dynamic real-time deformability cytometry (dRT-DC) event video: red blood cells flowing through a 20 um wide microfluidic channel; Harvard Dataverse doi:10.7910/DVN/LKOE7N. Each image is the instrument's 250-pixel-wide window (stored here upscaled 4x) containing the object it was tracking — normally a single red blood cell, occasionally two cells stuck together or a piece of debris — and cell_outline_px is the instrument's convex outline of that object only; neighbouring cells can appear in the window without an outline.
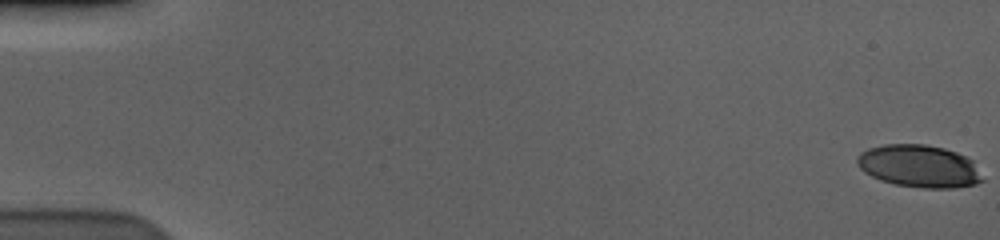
{"species": "human", "species_latin": "Homo sapiens", "temperature_condition": "cold", "stored_images_in_passage": 59, "camera_frame_rate_fps": 3000, "um_per_image_px": 0.085, "donor": {"sex": "male"}, "frame": {"image": 1, "passage_image": 1, "time_ms": 0.0, "image_size_px": [1000, 240], "cell_outline_px": [[984, 180], [976, 184], [952, 188], [924, 188], [896, 184], [880, 180], [864, 172], [856, 164], [856, 160], [860, 152], [868, 148], [884, 144], [924, 144], [944, 148], [956, 152], [972, 160]], "centroid_in_image_um": [78.1, 14.12], "position_along_channel_um": 6.9, "area_um2": 30.98}}
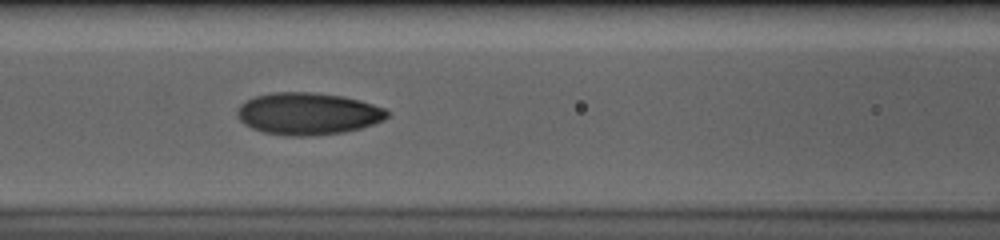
{"frame": {"image": 2, "passage_image": 27, "time_ms": 8.667, "image_size_px": [1000, 240], "cell_outline_px": [[388, 116], [384, 120], [360, 128], [344, 132], [312, 136], [284, 136], [264, 132], [252, 128], [244, 124], [236, 116], [236, 108], [240, 104], [256, 96], [276, 92], [312, 92], [340, 96], [372, 104], [384, 108], [388, 112]], "centroid_in_image_um": [26.13, 9.68], "position_along_channel_um": 140.5, "area_um2": 36.65}}
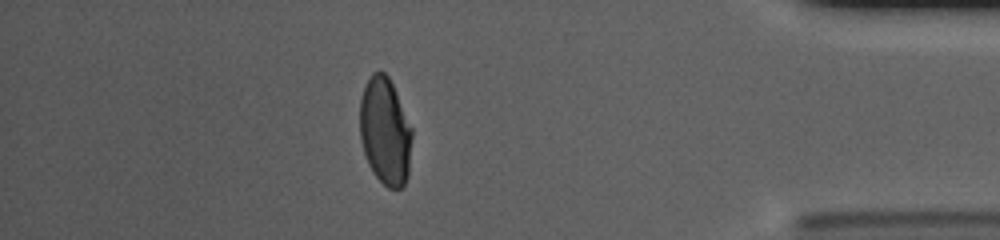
{"frame": {"image": 3, "passage_image": 52, "time_ms": 17.0, "image_size_px": [1000, 240], "cell_outline_px": [[412, 136], [408, 176], [404, 184], [400, 188], [388, 188], [372, 172], [368, 164], [360, 140], [360, 100], [364, 88], [372, 72], [384, 72], [388, 76], [392, 84], [412, 128]], "centroid_in_image_um": [32.73, 11.18], "position_along_channel_um": 402.5, "area_um2": 32.48}, "authors_computed_cell_mechanics": {"area_um2": 34.5644, "velocity_mm_per_s": 3.5938, "shape_relaxation_time_tau1_ms": 3.9069, "shape_relaxation_time_tau2_ms": 1.0257, "deformation_change_tau1": 0.1817, "deformation_change_tau2": 0.0485}}